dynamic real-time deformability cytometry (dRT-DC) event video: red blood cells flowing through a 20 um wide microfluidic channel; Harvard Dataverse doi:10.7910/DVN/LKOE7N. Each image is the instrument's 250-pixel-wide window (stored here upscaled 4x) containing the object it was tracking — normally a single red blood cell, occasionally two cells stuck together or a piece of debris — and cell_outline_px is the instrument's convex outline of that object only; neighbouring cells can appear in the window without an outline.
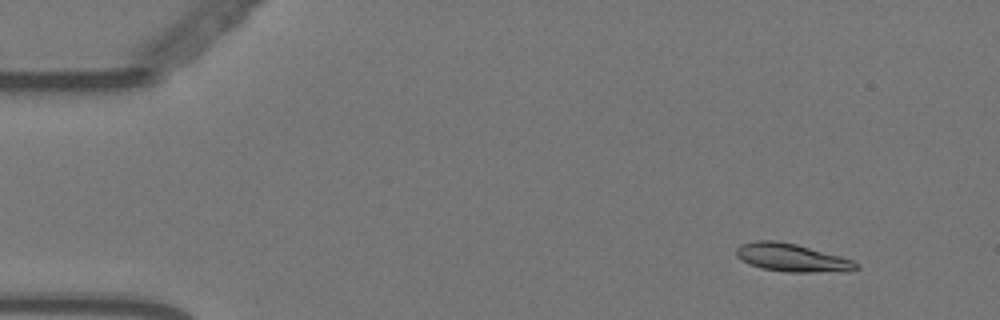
{"species": "Egyptian fruit bat (a non-hibernating species)", "species_latin": "Rousettus aegyptiacus", "temperature_condition": "warm", "stored_images_in_passage": 56, "camera_frame_rate_fps": 3000, "um_per_image_px": 0.085, "animal": {"sex": "female"}, "frame": {"image": 1, "passage_image": 5, "time_ms": 1.333, "image_size_px": [1000, 320], "cell_outline_px": [[860, 268], [848, 272], [784, 272], [760, 268], [748, 264], [736, 256], [736, 248], [740, 244], [756, 240], [776, 240], [796, 244], [840, 256], [852, 260], [860, 264]], "centroid_in_image_um": [67.32, 21.91], "position_along_channel_um": 17.7, "area_um2": 19.88}}
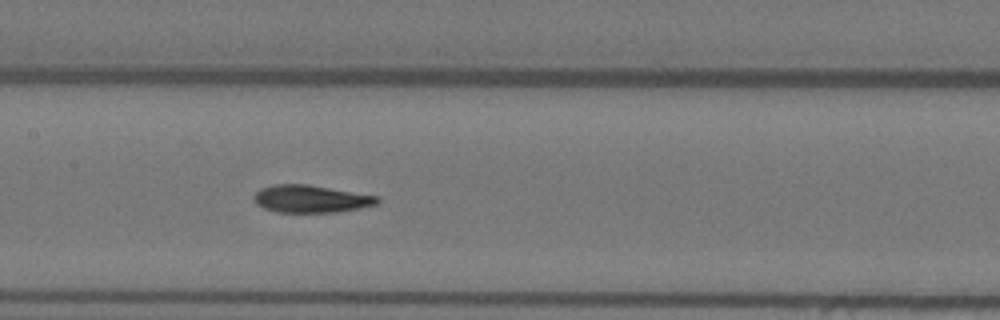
{"frame": {"image": 2, "passage_image": 27, "time_ms": 8.667, "image_size_px": [1000, 320], "cell_outline_px": [[380, 204], [360, 208], [336, 212], [276, 212], [264, 208], [256, 204], [252, 196], [260, 188], [276, 184], [308, 184], [380, 196]], "centroid_in_image_um": [26.45, 16.9], "position_along_channel_um": 180.9, "area_um2": 20.0}}
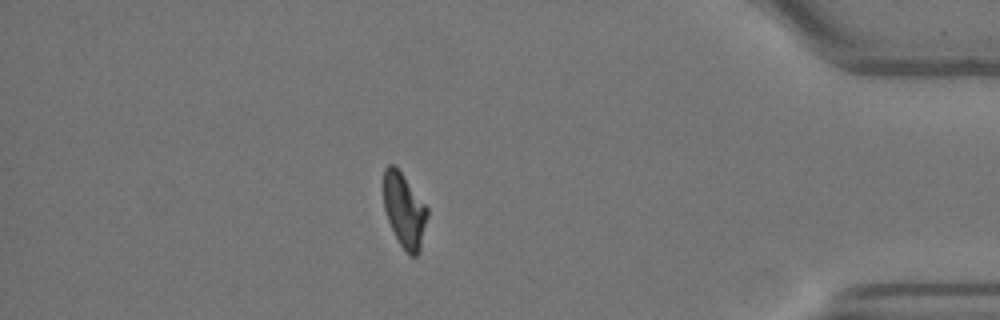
{"frame": {"image": 3, "passage_image": 49, "time_ms": 16.0, "image_size_px": [1000, 320], "cell_outline_px": [[428, 216], [420, 252], [416, 256], [408, 256], [400, 244], [388, 220], [384, 208], [384, 168], [388, 164], [396, 164], [428, 208]], "centroid_in_image_um": [34.38, 17.87], "position_along_channel_um": 400.8, "area_um2": 19.13}, "authors_computed_cell_mechanics": {"area_um2": 19.8543, "velocity_mm_per_s": 3.5592, "shape_relaxation_time_tau1_ms": 6.0773, "shape_relaxation_time_tau2_ms": 4.0271, "deformation_change_tau1": 0.221, "deformation_change_tau2": 0.0666}}